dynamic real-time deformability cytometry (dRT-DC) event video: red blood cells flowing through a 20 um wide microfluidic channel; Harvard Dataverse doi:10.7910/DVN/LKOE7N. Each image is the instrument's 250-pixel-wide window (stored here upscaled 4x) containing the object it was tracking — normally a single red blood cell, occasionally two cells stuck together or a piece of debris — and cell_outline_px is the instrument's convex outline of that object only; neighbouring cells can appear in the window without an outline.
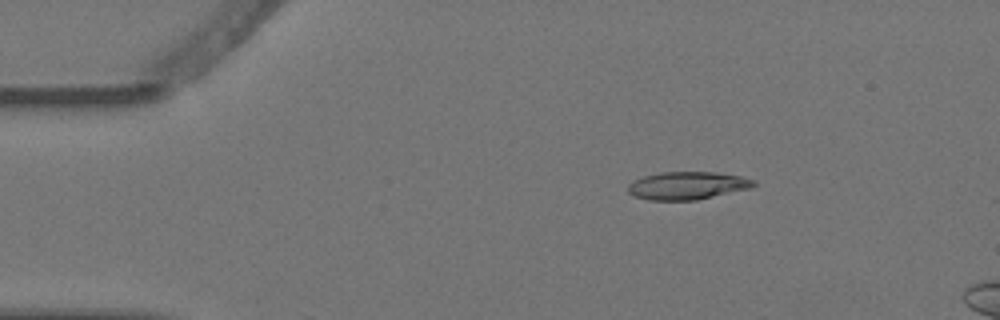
{"species": "Egyptian fruit bat (a non-hibernating species)", "species_latin": "Rousettus aegyptiacus", "temperature_condition": "warm", "stored_images_in_passage": 5, "camera_frame_rate_fps": 3000, "um_per_image_px": 0.085, "animal": {"sex": "female"}, "frame": {"image": 1, "passage_image": 3, "time_ms": 0.667, "image_size_px": [1000, 320], "cell_outline_px": [[756, 184], [752, 188], [696, 200], [648, 200], [636, 196], [628, 192], [628, 184], [644, 176], [660, 172], [716, 172], [740, 176], [756, 180]], "centroid_in_image_um": [58.46, 15.77], "position_along_channel_um": 26.5, "area_um2": 20.35}}